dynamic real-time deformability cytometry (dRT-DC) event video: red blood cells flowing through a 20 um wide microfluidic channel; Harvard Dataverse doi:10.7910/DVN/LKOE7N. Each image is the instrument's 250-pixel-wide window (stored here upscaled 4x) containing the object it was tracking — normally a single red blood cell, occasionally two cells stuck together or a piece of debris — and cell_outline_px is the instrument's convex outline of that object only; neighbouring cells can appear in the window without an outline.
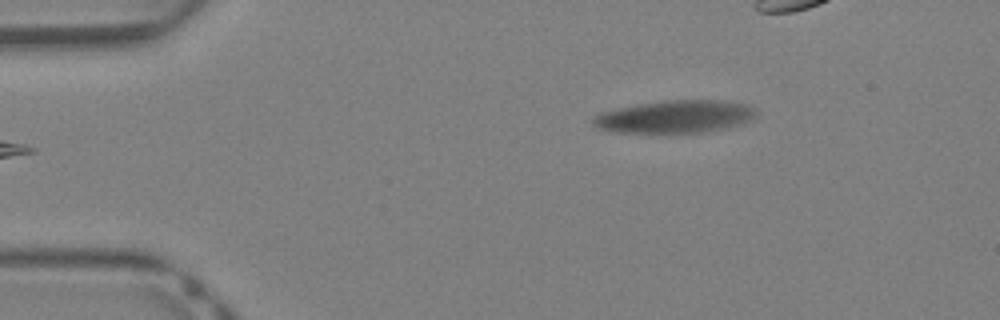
{"species": "Egyptian fruit bat (a non-hibernating species)", "species_latin": "Rousettus aegyptiacus", "temperature_condition": "warm", "stored_images_in_passage": 7, "camera_frame_rate_fps": 3000, "um_per_image_px": 0.085, "animal": {"sex": "female"}, "frame": {"image": 1, "passage_image": 1, "time_ms": 0.0, "image_size_px": [1000, 320], "cell_outline_px": [[756, 116], [752, 120], [744, 124], [728, 128], [704, 132], [608, 132], [596, 128], [592, 124], [592, 120], [596, 116], [604, 112], [620, 108], [640, 104], [668, 100], [728, 100], [748, 104], [756, 108]], "centroid_in_image_um": [57.48, 9.92], "position_along_channel_um": 27.5, "area_um2": 31.15}}